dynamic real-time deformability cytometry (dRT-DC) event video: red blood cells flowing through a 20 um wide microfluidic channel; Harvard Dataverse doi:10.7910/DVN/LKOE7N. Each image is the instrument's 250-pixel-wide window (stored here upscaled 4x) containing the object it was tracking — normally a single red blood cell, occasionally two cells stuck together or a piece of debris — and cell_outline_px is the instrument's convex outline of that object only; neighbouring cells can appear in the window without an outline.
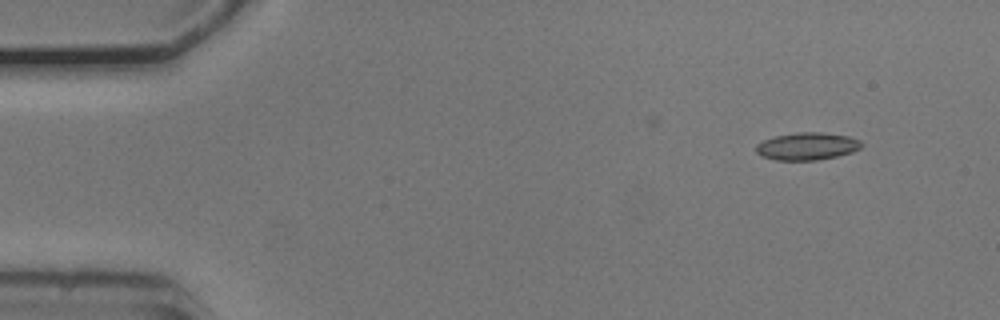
{"species": "common noctule bat (a hibernating species)", "species_latin": "Nyctalus noctula", "temperature_condition": "cold", "stored_images_in_passage": 20, "camera_frame_rate_fps": 3000, "um_per_image_px": 0.085, "animal": {"sex": "male", "body_mass_g": 20.5, "forearm_length_mm": 52.5}, "frame": {"image": 1, "passage_image": 1, "time_ms": 0.0, "image_size_px": [1000, 320], "cell_outline_px": [[864, 144], [860, 148], [852, 152], [836, 156], [816, 160], [776, 160], [760, 156], [756, 152], [756, 144], [764, 140], [776, 136], [800, 132], [820, 132], [848, 136], [860, 140]], "centroid_in_image_um": [68.6, 12.43], "position_along_channel_um": 16.4, "area_um2": 16.82}}
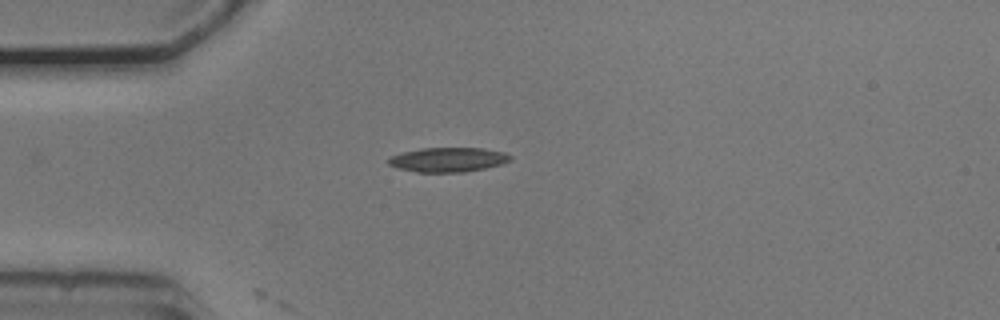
{"frame": {"image": 2, "passage_image": 10, "time_ms": 3.0, "image_size_px": [1000, 320], "cell_outline_px": [[512, 160], [504, 164], [464, 172], [416, 172], [396, 168], [388, 164], [388, 156], [404, 152], [424, 148], [484, 148], [504, 152], [512, 156]], "centroid_in_image_um": [38.1, 13.57], "position_along_channel_um": 46.9, "area_um2": 17.51}}
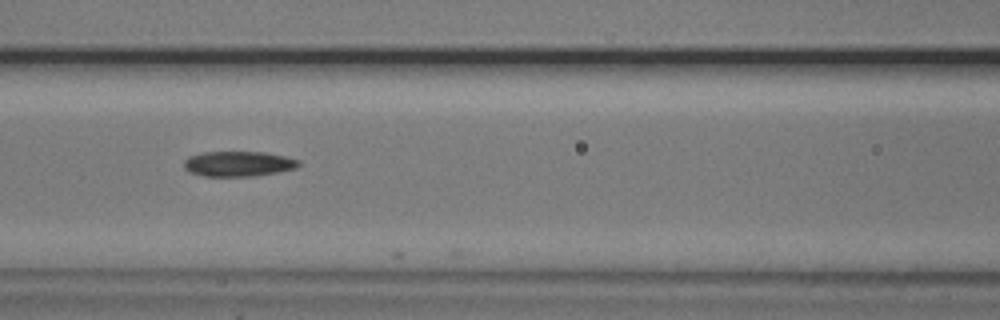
{"frame": {"image": 3, "passage_image": 19, "time_ms": 6.0, "image_size_px": [1000, 320], "cell_outline_px": [[300, 164], [296, 168], [256, 176], [204, 176], [188, 172], [184, 168], [184, 160], [188, 156], [204, 152], [264, 152], [284, 156], [300, 160]], "centroid_in_image_um": [20.23, 13.92], "position_along_channel_um": 146.4, "area_um2": 16.88}}